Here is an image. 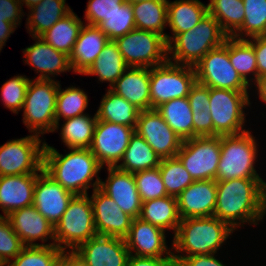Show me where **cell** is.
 <instances>
[{
    "mask_svg": "<svg viewBox=\"0 0 266 266\" xmlns=\"http://www.w3.org/2000/svg\"><path fill=\"white\" fill-rule=\"evenodd\" d=\"M6 217L24 246H55V227L33 205ZM37 240L41 243H36Z\"/></svg>",
    "mask_w": 266,
    "mask_h": 266,
    "instance_id": "cell-17",
    "label": "cell"
},
{
    "mask_svg": "<svg viewBox=\"0 0 266 266\" xmlns=\"http://www.w3.org/2000/svg\"><path fill=\"white\" fill-rule=\"evenodd\" d=\"M105 91L96 111L97 119L135 129L140 110L111 89Z\"/></svg>",
    "mask_w": 266,
    "mask_h": 266,
    "instance_id": "cell-31",
    "label": "cell"
},
{
    "mask_svg": "<svg viewBox=\"0 0 266 266\" xmlns=\"http://www.w3.org/2000/svg\"><path fill=\"white\" fill-rule=\"evenodd\" d=\"M214 215L234 231L248 224L257 226L266 216V181L238 178L216 182Z\"/></svg>",
    "mask_w": 266,
    "mask_h": 266,
    "instance_id": "cell-1",
    "label": "cell"
},
{
    "mask_svg": "<svg viewBox=\"0 0 266 266\" xmlns=\"http://www.w3.org/2000/svg\"><path fill=\"white\" fill-rule=\"evenodd\" d=\"M45 139L35 134L0 146V176L38 174L43 169Z\"/></svg>",
    "mask_w": 266,
    "mask_h": 266,
    "instance_id": "cell-11",
    "label": "cell"
},
{
    "mask_svg": "<svg viewBox=\"0 0 266 266\" xmlns=\"http://www.w3.org/2000/svg\"><path fill=\"white\" fill-rule=\"evenodd\" d=\"M209 98V87L196 81L188 95L193 114V138L213 136Z\"/></svg>",
    "mask_w": 266,
    "mask_h": 266,
    "instance_id": "cell-38",
    "label": "cell"
},
{
    "mask_svg": "<svg viewBox=\"0 0 266 266\" xmlns=\"http://www.w3.org/2000/svg\"><path fill=\"white\" fill-rule=\"evenodd\" d=\"M74 252L88 266H126L130 256L124 238L98 234Z\"/></svg>",
    "mask_w": 266,
    "mask_h": 266,
    "instance_id": "cell-18",
    "label": "cell"
},
{
    "mask_svg": "<svg viewBox=\"0 0 266 266\" xmlns=\"http://www.w3.org/2000/svg\"><path fill=\"white\" fill-rule=\"evenodd\" d=\"M37 177L38 174L0 176V216L33 205Z\"/></svg>",
    "mask_w": 266,
    "mask_h": 266,
    "instance_id": "cell-25",
    "label": "cell"
},
{
    "mask_svg": "<svg viewBox=\"0 0 266 266\" xmlns=\"http://www.w3.org/2000/svg\"><path fill=\"white\" fill-rule=\"evenodd\" d=\"M21 5L24 6L27 8V9H30L32 8L33 6L37 5L39 2H41L42 0H18Z\"/></svg>",
    "mask_w": 266,
    "mask_h": 266,
    "instance_id": "cell-57",
    "label": "cell"
},
{
    "mask_svg": "<svg viewBox=\"0 0 266 266\" xmlns=\"http://www.w3.org/2000/svg\"><path fill=\"white\" fill-rule=\"evenodd\" d=\"M128 68L116 42L109 40L98 58L83 75L96 76L98 82L108 83L110 89Z\"/></svg>",
    "mask_w": 266,
    "mask_h": 266,
    "instance_id": "cell-30",
    "label": "cell"
},
{
    "mask_svg": "<svg viewBox=\"0 0 266 266\" xmlns=\"http://www.w3.org/2000/svg\"><path fill=\"white\" fill-rule=\"evenodd\" d=\"M30 78L25 75H17L9 78L0 87L2 104L12 113L22 111Z\"/></svg>",
    "mask_w": 266,
    "mask_h": 266,
    "instance_id": "cell-44",
    "label": "cell"
},
{
    "mask_svg": "<svg viewBox=\"0 0 266 266\" xmlns=\"http://www.w3.org/2000/svg\"><path fill=\"white\" fill-rule=\"evenodd\" d=\"M207 13V5L200 0H168L167 26L172 35H167V43L176 34L194 28Z\"/></svg>",
    "mask_w": 266,
    "mask_h": 266,
    "instance_id": "cell-27",
    "label": "cell"
},
{
    "mask_svg": "<svg viewBox=\"0 0 266 266\" xmlns=\"http://www.w3.org/2000/svg\"><path fill=\"white\" fill-rule=\"evenodd\" d=\"M166 231L160 227L134 218L128 235L124 238L131 255L143 257H173V247L167 245Z\"/></svg>",
    "mask_w": 266,
    "mask_h": 266,
    "instance_id": "cell-16",
    "label": "cell"
},
{
    "mask_svg": "<svg viewBox=\"0 0 266 266\" xmlns=\"http://www.w3.org/2000/svg\"><path fill=\"white\" fill-rule=\"evenodd\" d=\"M61 154L45 143L43 170L64 189L74 195H87L92 187L99 188V173L103 168L89 148H70ZM95 179V180H94Z\"/></svg>",
    "mask_w": 266,
    "mask_h": 266,
    "instance_id": "cell-2",
    "label": "cell"
},
{
    "mask_svg": "<svg viewBox=\"0 0 266 266\" xmlns=\"http://www.w3.org/2000/svg\"><path fill=\"white\" fill-rule=\"evenodd\" d=\"M229 60L240 77L251 87L257 80V59L248 39L228 36Z\"/></svg>",
    "mask_w": 266,
    "mask_h": 266,
    "instance_id": "cell-37",
    "label": "cell"
},
{
    "mask_svg": "<svg viewBox=\"0 0 266 266\" xmlns=\"http://www.w3.org/2000/svg\"><path fill=\"white\" fill-rule=\"evenodd\" d=\"M234 230L225 222L210 217L182 219L173 236V257L218 254Z\"/></svg>",
    "mask_w": 266,
    "mask_h": 266,
    "instance_id": "cell-3",
    "label": "cell"
},
{
    "mask_svg": "<svg viewBox=\"0 0 266 266\" xmlns=\"http://www.w3.org/2000/svg\"><path fill=\"white\" fill-rule=\"evenodd\" d=\"M108 176L100 181L99 189L109 196L130 217L138 218L141 213L140 199L134 174L117 167H106Z\"/></svg>",
    "mask_w": 266,
    "mask_h": 266,
    "instance_id": "cell-22",
    "label": "cell"
},
{
    "mask_svg": "<svg viewBox=\"0 0 266 266\" xmlns=\"http://www.w3.org/2000/svg\"><path fill=\"white\" fill-rule=\"evenodd\" d=\"M134 179L142 202L168 196L159 167L136 172Z\"/></svg>",
    "mask_w": 266,
    "mask_h": 266,
    "instance_id": "cell-46",
    "label": "cell"
},
{
    "mask_svg": "<svg viewBox=\"0 0 266 266\" xmlns=\"http://www.w3.org/2000/svg\"><path fill=\"white\" fill-rule=\"evenodd\" d=\"M50 266H66V251H62V253L50 264Z\"/></svg>",
    "mask_w": 266,
    "mask_h": 266,
    "instance_id": "cell-56",
    "label": "cell"
},
{
    "mask_svg": "<svg viewBox=\"0 0 266 266\" xmlns=\"http://www.w3.org/2000/svg\"><path fill=\"white\" fill-rule=\"evenodd\" d=\"M155 109L182 141L193 138V114L188 97L167 101Z\"/></svg>",
    "mask_w": 266,
    "mask_h": 266,
    "instance_id": "cell-35",
    "label": "cell"
},
{
    "mask_svg": "<svg viewBox=\"0 0 266 266\" xmlns=\"http://www.w3.org/2000/svg\"><path fill=\"white\" fill-rule=\"evenodd\" d=\"M176 157L194 181L215 180L221 157V136L183 140Z\"/></svg>",
    "mask_w": 266,
    "mask_h": 266,
    "instance_id": "cell-12",
    "label": "cell"
},
{
    "mask_svg": "<svg viewBox=\"0 0 266 266\" xmlns=\"http://www.w3.org/2000/svg\"><path fill=\"white\" fill-rule=\"evenodd\" d=\"M63 122L61 125L60 122L56 123L53 132H58L60 129L59 136L67 149L90 147L97 122L96 113L92 116L91 114H84L63 120Z\"/></svg>",
    "mask_w": 266,
    "mask_h": 266,
    "instance_id": "cell-32",
    "label": "cell"
},
{
    "mask_svg": "<svg viewBox=\"0 0 266 266\" xmlns=\"http://www.w3.org/2000/svg\"><path fill=\"white\" fill-rule=\"evenodd\" d=\"M134 128L97 119L89 147L104 167H116L126 151Z\"/></svg>",
    "mask_w": 266,
    "mask_h": 266,
    "instance_id": "cell-14",
    "label": "cell"
},
{
    "mask_svg": "<svg viewBox=\"0 0 266 266\" xmlns=\"http://www.w3.org/2000/svg\"><path fill=\"white\" fill-rule=\"evenodd\" d=\"M250 130L237 135H221V157L215 181L238 178L263 179L256 170L259 145Z\"/></svg>",
    "mask_w": 266,
    "mask_h": 266,
    "instance_id": "cell-5",
    "label": "cell"
},
{
    "mask_svg": "<svg viewBox=\"0 0 266 266\" xmlns=\"http://www.w3.org/2000/svg\"><path fill=\"white\" fill-rule=\"evenodd\" d=\"M125 0H88L85 8L84 23L98 25L106 21V17L120 9ZM86 21V22H85Z\"/></svg>",
    "mask_w": 266,
    "mask_h": 266,
    "instance_id": "cell-48",
    "label": "cell"
},
{
    "mask_svg": "<svg viewBox=\"0 0 266 266\" xmlns=\"http://www.w3.org/2000/svg\"><path fill=\"white\" fill-rule=\"evenodd\" d=\"M176 198L181 220L190 217L213 216L217 199L216 181H194Z\"/></svg>",
    "mask_w": 266,
    "mask_h": 266,
    "instance_id": "cell-23",
    "label": "cell"
},
{
    "mask_svg": "<svg viewBox=\"0 0 266 266\" xmlns=\"http://www.w3.org/2000/svg\"><path fill=\"white\" fill-rule=\"evenodd\" d=\"M174 263L173 257H143L130 254L126 266H172Z\"/></svg>",
    "mask_w": 266,
    "mask_h": 266,
    "instance_id": "cell-52",
    "label": "cell"
},
{
    "mask_svg": "<svg viewBox=\"0 0 266 266\" xmlns=\"http://www.w3.org/2000/svg\"><path fill=\"white\" fill-rule=\"evenodd\" d=\"M228 35L219 22L207 13L191 30L176 34L168 44V61L195 66L211 49L222 45Z\"/></svg>",
    "mask_w": 266,
    "mask_h": 266,
    "instance_id": "cell-4",
    "label": "cell"
},
{
    "mask_svg": "<svg viewBox=\"0 0 266 266\" xmlns=\"http://www.w3.org/2000/svg\"><path fill=\"white\" fill-rule=\"evenodd\" d=\"M129 67L152 68L168 61V44L162 35L133 29L115 40Z\"/></svg>",
    "mask_w": 266,
    "mask_h": 266,
    "instance_id": "cell-9",
    "label": "cell"
},
{
    "mask_svg": "<svg viewBox=\"0 0 266 266\" xmlns=\"http://www.w3.org/2000/svg\"><path fill=\"white\" fill-rule=\"evenodd\" d=\"M97 235L89 195H75L55 226V246L74 251Z\"/></svg>",
    "mask_w": 266,
    "mask_h": 266,
    "instance_id": "cell-8",
    "label": "cell"
},
{
    "mask_svg": "<svg viewBox=\"0 0 266 266\" xmlns=\"http://www.w3.org/2000/svg\"><path fill=\"white\" fill-rule=\"evenodd\" d=\"M255 88V93L257 94L260 101H263L266 105V75L258 77L257 80L252 84Z\"/></svg>",
    "mask_w": 266,
    "mask_h": 266,
    "instance_id": "cell-54",
    "label": "cell"
},
{
    "mask_svg": "<svg viewBox=\"0 0 266 266\" xmlns=\"http://www.w3.org/2000/svg\"><path fill=\"white\" fill-rule=\"evenodd\" d=\"M196 81L193 66L167 61L150 68L151 109L173 99L188 97Z\"/></svg>",
    "mask_w": 266,
    "mask_h": 266,
    "instance_id": "cell-10",
    "label": "cell"
},
{
    "mask_svg": "<svg viewBox=\"0 0 266 266\" xmlns=\"http://www.w3.org/2000/svg\"><path fill=\"white\" fill-rule=\"evenodd\" d=\"M16 26L8 21H4V18H0V52L3 50V46L6 45L10 35L16 30Z\"/></svg>",
    "mask_w": 266,
    "mask_h": 266,
    "instance_id": "cell-53",
    "label": "cell"
},
{
    "mask_svg": "<svg viewBox=\"0 0 266 266\" xmlns=\"http://www.w3.org/2000/svg\"><path fill=\"white\" fill-rule=\"evenodd\" d=\"M161 158L142 136L134 132L124 155L116 166L130 173L157 168Z\"/></svg>",
    "mask_w": 266,
    "mask_h": 266,
    "instance_id": "cell-33",
    "label": "cell"
},
{
    "mask_svg": "<svg viewBox=\"0 0 266 266\" xmlns=\"http://www.w3.org/2000/svg\"><path fill=\"white\" fill-rule=\"evenodd\" d=\"M26 28L30 36H40L73 9L66 0H42L28 9Z\"/></svg>",
    "mask_w": 266,
    "mask_h": 266,
    "instance_id": "cell-28",
    "label": "cell"
},
{
    "mask_svg": "<svg viewBox=\"0 0 266 266\" xmlns=\"http://www.w3.org/2000/svg\"><path fill=\"white\" fill-rule=\"evenodd\" d=\"M25 13L23 7L18 0H0V18L15 25H20Z\"/></svg>",
    "mask_w": 266,
    "mask_h": 266,
    "instance_id": "cell-49",
    "label": "cell"
},
{
    "mask_svg": "<svg viewBox=\"0 0 266 266\" xmlns=\"http://www.w3.org/2000/svg\"><path fill=\"white\" fill-rule=\"evenodd\" d=\"M66 266H88L74 251H66Z\"/></svg>",
    "mask_w": 266,
    "mask_h": 266,
    "instance_id": "cell-55",
    "label": "cell"
},
{
    "mask_svg": "<svg viewBox=\"0 0 266 266\" xmlns=\"http://www.w3.org/2000/svg\"><path fill=\"white\" fill-rule=\"evenodd\" d=\"M252 43L257 59V78L266 75V35L248 39Z\"/></svg>",
    "mask_w": 266,
    "mask_h": 266,
    "instance_id": "cell-51",
    "label": "cell"
},
{
    "mask_svg": "<svg viewBox=\"0 0 266 266\" xmlns=\"http://www.w3.org/2000/svg\"><path fill=\"white\" fill-rule=\"evenodd\" d=\"M243 3L244 22L232 37L249 39L266 35V0H243Z\"/></svg>",
    "mask_w": 266,
    "mask_h": 266,
    "instance_id": "cell-41",
    "label": "cell"
},
{
    "mask_svg": "<svg viewBox=\"0 0 266 266\" xmlns=\"http://www.w3.org/2000/svg\"><path fill=\"white\" fill-rule=\"evenodd\" d=\"M210 13L222 30L232 36L242 25L245 17L243 0H210L207 4Z\"/></svg>",
    "mask_w": 266,
    "mask_h": 266,
    "instance_id": "cell-39",
    "label": "cell"
},
{
    "mask_svg": "<svg viewBox=\"0 0 266 266\" xmlns=\"http://www.w3.org/2000/svg\"><path fill=\"white\" fill-rule=\"evenodd\" d=\"M83 25L84 21L72 10L39 37L69 56Z\"/></svg>",
    "mask_w": 266,
    "mask_h": 266,
    "instance_id": "cell-34",
    "label": "cell"
},
{
    "mask_svg": "<svg viewBox=\"0 0 266 266\" xmlns=\"http://www.w3.org/2000/svg\"><path fill=\"white\" fill-rule=\"evenodd\" d=\"M173 258L178 266H227L217 257L216 253Z\"/></svg>",
    "mask_w": 266,
    "mask_h": 266,
    "instance_id": "cell-50",
    "label": "cell"
},
{
    "mask_svg": "<svg viewBox=\"0 0 266 266\" xmlns=\"http://www.w3.org/2000/svg\"><path fill=\"white\" fill-rule=\"evenodd\" d=\"M198 83L209 88L250 91L251 87L232 66L228 55V37L225 42L211 49L194 66Z\"/></svg>",
    "mask_w": 266,
    "mask_h": 266,
    "instance_id": "cell-13",
    "label": "cell"
},
{
    "mask_svg": "<svg viewBox=\"0 0 266 266\" xmlns=\"http://www.w3.org/2000/svg\"><path fill=\"white\" fill-rule=\"evenodd\" d=\"M35 43L23 49L25 65H29L39 76L34 79L56 80L61 73L72 72L69 56L47 44L39 36H32Z\"/></svg>",
    "mask_w": 266,
    "mask_h": 266,
    "instance_id": "cell-21",
    "label": "cell"
},
{
    "mask_svg": "<svg viewBox=\"0 0 266 266\" xmlns=\"http://www.w3.org/2000/svg\"><path fill=\"white\" fill-rule=\"evenodd\" d=\"M61 253L57 246H25L6 266H50Z\"/></svg>",
    "mask_w": 266,
    "mask_h": 266,
    "instance_id": "cell-45",
    "label": "cell"
},
{
    "mask_svg": "<svg viewBox=\"0 0 266 266\" xmlns=\"http://www.w3.org/2000/svg\"><path fill=\"white\" fill-rule=\"evenodd\" d=\"M134 130L161 159L176 157L180 150L182 140L156 109L140 111Z\"/></svg>",
    "mask_w": 266,
    "mask_h": 266,
    "instance_id": "cell-15",
    "label": "cell"
},
{
    "mask_svg": "<svg viewBox=\"0 0 266 266\" xmlns=\"http://www.w3.org/2000/svg\"><path fill=\"white\" fill-rule=\"evenodd\" d=\"M61 81L31 79L22 108V120L29 133L43 137L55 128V107Z\"/></svg>",
    "mask_w": 266,
    "mask_h": 266,
    "instance_id": "cell-6",
    "label": "cell"
},
{
    "mask_svg": "<svg viewBox=\"0 0 266 266\" xmlns=\"http://www.w3.org/2000/svg\"><path fill=\"white\" fill-rule=\"evenodd\" d=\"M89 195L93 209L94 225L98 235L125 238L133 218L99 188Z\"/></svg>",
    "mask_w": 266,
    "mask_h": 266,
    "instance_id": "cell-20",
    "label": "cell"
},
{
    "mask_svg": "<svg viewBox=\"0 0 266 266\" xmlns=\"http://www.w3.org/2000/svg\"><path fill=\"white\" fill-rule=\"evenodd\" d=\"M109 38L96 25H83L69 55L72 73L83 75L98 58Z\"/></svg>",
    "mask_w": 266,
    "mask_h": 266,
    "instance_id": "cell-24",
    "label": "cell"
},
{
    "mask_svg": "<svg viewBox=\"0 0 266 266\" xmlns=\"http://www.w3.org/2000/svg\"><path fill=\"white\" fill-rule=\"evenodd\" d=\"M139 218L163 230L173 231L174 236L181 221L178 212L177 198L166 196L142 202Z\"/></svg>",
    "mask_w": 266,
    "mask_h": 266,
    "instance_id": "cell-29",
    "label": "cell"
},
{
    "mask_svg": "<svg viewBox=\"0 0 266 266\" xmlns=\"http://www.w3.org/2000/svg\"><path fill=\"white\" fill-rule=\"evenodd\" d=\"M126 2H129L130 4H136V3H139V2H142V1H146V0H125Z\"/></svg>",
    "mask_w": 266,
    "mask_h": 266,
    "instance_id": "cell-58",
    "label": "cell"
},
{
    "mask_svg": "<svg viewBox=\"0 0 266 266\" xmlns=\"http://www.w3.org/2000/svg\"><path fill=\"white\" fill-rule=\"evenodd\" d=\"M168 0H146L132 5L137 29L158 33L166 38Z\"/></svg>",
    "mask_w": 266,
    "mask_h": 266,
    "instance_id": "cell-36",
    "label": "cell"
},
{
    "mask_svg": "<svg viewBox=\"0 0 266 266\" xmlns=\"http://www.w3.org/2000/svg\"><path fill=\"white\" fill-rule=\"evenodd\" d=\"M249 92L209 88L213 136L237 135L248 130L245 110L252 105Z\"/></svg>",
    "mask_w": 266,
    "mask_h": 266,
    "instance_id": "cell-7",
    "label": "cell"
},
{
    "mask_svg": "<svg viewBox=\"0 0 266 266\" xmlns=\"http://www.w3.org/2000/svg\"><path fill=\"white\" fill-rule=\"evenodd\" d=\"M109 38L115 41L118 37L124 36L136 28L132 4L124 2L120 9L106 17L97 25Z\"/></svg>",
    "mask_w": 266,
    "mask_h": 266,
    "instance_id": "cell-43",
    "label": "cell"
},
{
    "mask_svg": "<svg viewBox=\"0 0 266 266\" xmlns=\"http://www.w3.org/2000/svg\"><path fill=\"white\" fill-rule=\"evenodd\" d=\"M6 216H0V266H6L24 248Z\"/></svg>",
    "mask_w": 266,
    "mask_h": 266,
    "instance_id": "cell-47",
    "label": "cell"
},
{
    "mask_svg": "<svg viewBox=\"0 0 266 266\" xmlns=\"http://www.w3.org/2000/svg\"><path fill=\"white\" fill-rule=\"evenodd\" d=\"M74 196L43 169L38 173L34 187L33 206L54 227L60 221Z\"/></svg>",
    "mask_w": 266,
    "mask_h": 266,
    "instance_id": "cell-19",
    "label": "cell"
},
{
    "mask_svg": "<svg viewBox=\"0 0 266 266\" xmlns=\"http://www.w3.org/2000/svg\"><path fill=\"white\" fill-rule=\"evenodd\" d=\"M110 89L140 111L151 109L150 68L129 67Z\"/></svg>",
    "mask_w": 266,
    "mask_h": 266,
    "instance_id": "cell-26",
    "label": "cell"
},
{
    "mask_svg": "<svg viewBox=\"0 0 266 266\" xmlns=\"http://www.w3.org/2000/svg\"><path fill=\"white\" fill-rule=\"evenodd\" d=\"M158 167L168 196L177 197L194 182L177 157L163 158Z\"/></svg>",
    "mask_w": 266,
    "mask_h": 266,
    "instance_id": "cell-42",
    "label": "cell"
},
{
    "mask_svg": "<svg viewBox=\"0 0 266 266\" xmlns=\"http://www.w3.org/2000/svg\"><path fill=\"white\" fill-rule=\"evenodd\" d=\"M83 90V88L80 89V87L75 86H68L62 89L61 84H59L55 107L56 123L63 119L66 120L87 114L85 110L88 108L89 99L87 93Z\"/></svg>",
    "mask_w": 266,
    "mask_h": 266,
    "instance_id": "cell-40",
    "label": "cell"
}]
</instances>
